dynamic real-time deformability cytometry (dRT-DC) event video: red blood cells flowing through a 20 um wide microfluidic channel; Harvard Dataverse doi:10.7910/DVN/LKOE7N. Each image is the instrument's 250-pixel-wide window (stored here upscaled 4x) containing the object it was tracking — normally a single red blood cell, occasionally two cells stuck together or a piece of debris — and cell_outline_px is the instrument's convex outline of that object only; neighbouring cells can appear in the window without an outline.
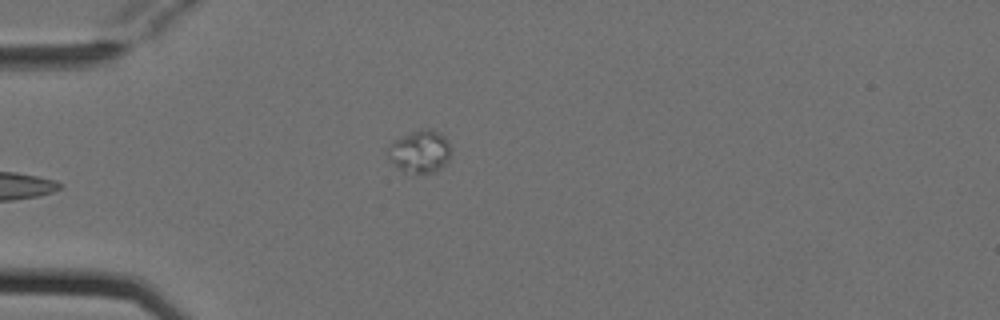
{"species": "Egyptian fruit bat (a non-hibernating species)", "species_latin": "Rousettus aegyptiacus", "temperature_condition": "cold", "stored_images_in_passage": 6, "camera_frame_rate_fps": 3000, "um_per_image_px": 0.085, "animal": {"sex": "female"}, "frame": {"image": 1, "passage_image": 6, "time_ms": 1.667, "image_size_px": [1000, 320], "cell_outline_px": [[452, 148], [448, 160], [440, 168], [432, 172], [404, 172], [388, 156], [388, 144], [420, 128], [432, 128], [440, 132], [448, 140]], "centroid_in_image_um": [35.74, 12.83], "position_along_channel_um": 49.3, "area_um2": 15.43}}